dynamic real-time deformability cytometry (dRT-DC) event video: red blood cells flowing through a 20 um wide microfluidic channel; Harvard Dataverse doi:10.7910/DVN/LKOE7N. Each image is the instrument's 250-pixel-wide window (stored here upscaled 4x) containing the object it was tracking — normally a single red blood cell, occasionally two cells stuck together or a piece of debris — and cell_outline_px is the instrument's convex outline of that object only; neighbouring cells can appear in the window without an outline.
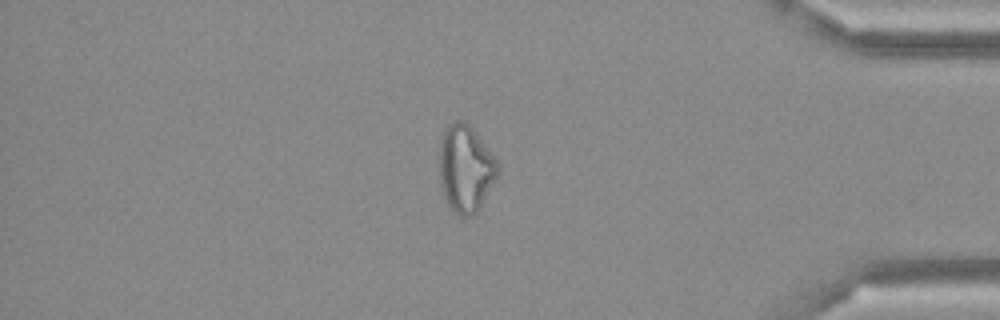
{"species": "Egyptian fruit bat (a non-hibernating species)", "species_latin": "Rousettus aegyptiacus", "temperature_condition": "cold", "stored_images_in_passage": 47, "camera_frame_rate_fps": 3000, "um_per_image_px": 0.085, "frame": {"image": 1, "passage_image": 40, "time_ms": 13.0, "image_size_px": [1000, 320], "cell_outline_px": [[500, 172], [480, 208], [472, 216], [460, 216], [444, 200], [440, 184], [440, 136], [444, 128], [448, 124], [456, 120], [464, 120], [472, 128], [496, 160]], "centroid_in_image_um": [39.56, 14.32], "position_along_channel_um": 395.6, "area_um2": 29.65}}